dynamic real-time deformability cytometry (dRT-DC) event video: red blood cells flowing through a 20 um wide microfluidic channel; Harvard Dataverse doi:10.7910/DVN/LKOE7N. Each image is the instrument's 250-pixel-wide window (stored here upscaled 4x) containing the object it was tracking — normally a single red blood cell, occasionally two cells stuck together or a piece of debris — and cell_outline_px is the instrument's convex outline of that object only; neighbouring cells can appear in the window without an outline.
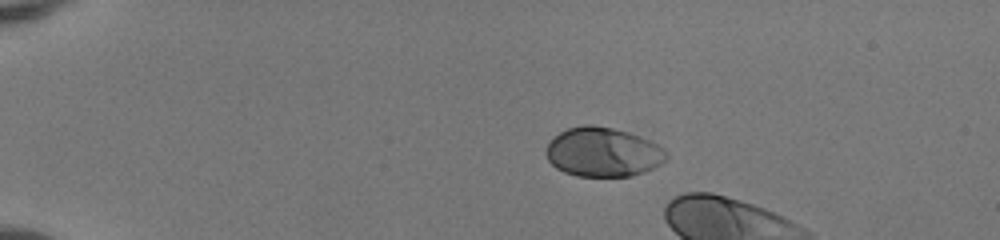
{"species": "human", "species_latin": "Homo sapiens", "temperature_condition": "room temperature", "stored_images_in_passage": 7, "camera_frame_rate_fps": 3000, "um_per_image_px": 0.085, "donor": {"sex": "female"}, "frame": {"image": 1, "passage_image": 1, "time_ms": 0.0, "image_size_px": [1000, 240], "cell_outline_px": [[668, 156], [660, 164], [644, 172], [632, 176], [576, 176], [564, 172], [556, 168], [548, 160], [544, 152], [548, 140], [552, 136], [568, 128], [584, 124], [592, 124], [612, 128], [628, 132], [640, 136], [664, 148], [668, 152]], "centroid_in_image_um": [51.21, 12.92], "position_along_channel_um": 33.8, "area_um2": 34.85}}